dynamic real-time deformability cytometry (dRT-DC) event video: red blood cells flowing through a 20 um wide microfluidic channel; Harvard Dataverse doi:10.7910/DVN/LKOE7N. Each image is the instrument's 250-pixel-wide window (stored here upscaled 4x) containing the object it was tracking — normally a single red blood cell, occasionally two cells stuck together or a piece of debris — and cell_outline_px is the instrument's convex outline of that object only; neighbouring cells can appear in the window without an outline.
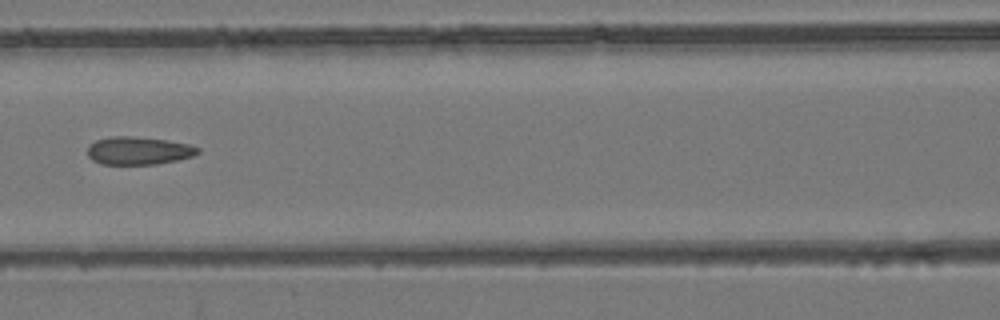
{"species": "common noctule bat (a hibernating species)", "species_latin": "Nyctalus noctula", "temperature_condition": "room temperature", "stored_images_in_passage": 6, "camera_frame_rate_fps": 3000, "um_per_image_px": 0.085, "animal": {"sex": "female", "body_mass_g": 24.6, "forearm_length_mm": 56.2}, "frame": {"image": 1, "passage_image": 6, "time_ms": 1.667, "image_size_px": [1000, 320], "cell_outline_px": [[200, 152], [192, 156], [176, 160], [156, 164], [104, 164], [92, 160], [88, 156], [88, 144], [96, 140], [112, 136], [132, 136], [168, 140], [188, 144], [200, 148]], "centroid_in_image_um": [11.76, 12.8], "position_along_channel_um": 154.8, "area_um2": 17.92}}